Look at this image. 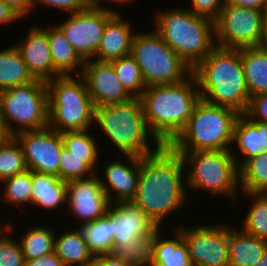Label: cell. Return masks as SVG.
I'll return each instance as SVG.
<instances>
[{
	"instance_id": "25",
	"label": "cell",
	"mask_w": 267,
	"mask_h": 266,
	"mask_svg": "<svg viewBox=\"0 0 267 266\" xmlns=\"http://www.w3.org/2000/svg\"><path fill=\"white\" fill-rule=\"evenodd\" d=\"M48 41L54 69L61 76L71 75L75 71V75H81L85 60L56 25L48 27Z\"/></svg>"
},
{
	"instance_id": "46",
	"label": "cell",
	"mask_w": 267,
	"mask_h": 266,
	"mask_svg": "<svg viewBox=\"0 0 267 266\" xmlns=\"http://www.w3.org/2000/svg\"><path fill=\"white\" fill-rule=\"evenodd\" d=\"M22 19L11 7L0 1V25Z\"/></svg>"
},
{
	"instance_id": "33",
	"label": "cell",
	"mask_w": 267,
	"mask_h": 266,
	"mask_svg": "<svg viewBox=\"0 0 267 266\" xmlns=\"http://www.w3.org/2000/svg\"><path fill=\"white\" fill-rule=\"evenodd\" d=\"M49 227L36 226L23 235L19 242L25 260L41 258L54 252L55 230Z\"/></svg>"
},
{
	"instance_id": "20",
	"label": "cell",
	"mask_w": 267,
	"mask_h": 266,
	"mask_svg": "<svg viewBox=\"0 0 267 266\" xmlns=\"http://www.w3.org/2000/svg\"><path fill=\"white\" fill-rule=\"evenodd\" d=\"M130 23L127 19H122V15L115 13L106 22L103 36L94 56L95 58L92 59L110 62L111 60L130 55L135 35V32H132L134 30Z\"/></svg>"
},
{
	"instance_id": "36",
	"label": "cell",
	"mask_w": 267,
	"mask_h": 266,
	"mask_svg": "<svg viewBox=\"0 0 267 266\" xmlns=\"http://www.w3.org/2000/svg\"><path fill=\"white\" fill-rule=\"evenodd\" d=\"M246 195L253 199L241 229L247 234L267 240V194L244 193Z\"/></svg>"
},
{
	"instance_id": "18",
	"label": "cell",
	"mask_w": 267,
	"mask_h": 266,
	"mask_svg": "<svg viewBox=\"0 0 267 266\" xmlns=\"http://www.w3.org/2000/svg\"><path fill=\"white\" fill-rule=\"evenodd\" d=\"M128 159V165L119 158L105 163L104 178H100L104 192L110 203L120 201H132L137 193L138 177L140 172V157L136 155H124ZM107 182V183H105ZM113 190L114 195H112Z\"/></svg>"
},
{
	"instance_id": "15",
	"label": "cell",
	"mask_w": 267,
	"mask_h": 266,
	"mask_svg": "<svg viewBox=\"0 0 267 266\" xmlns=\"http://www.w3.org/2000/svg\"><path fill=\"white\" fill-rule=\"evenodd\" d=\"M99 176L101 177L95 173L87 178L67 181L66 205L71 214L74 213L76 219H82V223L79 225L103 217L111 204L103 190Z\"/></svg>"
},
{
	"instance_id": "51",
	"label": "cell",
	"mask_w": 267,
	"mask_h": 266,
	"mask_svg": "<svg viewBox=\"0 0 267 266\" xmlns=\"http://www.w3.org/2000/svg\"><path fill=\"white\" fill-rule=\"evenodd\" d=\"M237 0H222L223 6L233 5Z\"/></svg>"
},
{
	"instance_id": "34",
	"label": "cell",
	"mask_w": 267,
	"mask_h": 266,
	"mask_svg": "<svg viewBox=\"0 0 267 266\" xmlns=\"http://www.w3.org/2000/svg\"><path fill=\"white\" fill-rule=\"evenodd\" d=\"M28 170L22 148L13 136L0 138V182Z\"/></svg>"
},
{
	"instance_id": "24",
	"label": "cell",
	"mask_w": 267,
	"mask_h": 266,
	"mask_svg": "<svg viewBox=\"0 0 267 266\" xmlns=\"http://www.w3.org/2000/svg\"><path fill=\"white\" fill-rule=\"evenodd\" d=\"M32 186V205L49 211L66 205L67 181L53 174L32 171Z\"/></svg>"
},
{
	"instance_id": "3",
	"label": "cell",
	"mask_w": 267,
	"mask_h": 266,
	"mask_svg": "<svg viewBox=\"0 0 267 266\" xmlns=\"http://www.w3.org/2000/svg\"><path fill=\"white\" fill-rule=\"evenodd\" d=\"M201 99L244 114L250 96L241 62V48L215 46L193 69Z\"/></svg>"
},
{
	"instance_id": "16",
	"label": "cell",
	"mask_w": 267,
	"mask_h": 266,
	"mask_svg": "<svg viewBox=\"0 0 267 266\" xmlns=\"http://www.w3.org/2000/svg\"><path fill=\"white\" fill-rule=\"evenodd\" d=\"M80 76L95 107L123 103L133 98L121 85L111 62L87 59Z\"/></svg>"
},
{
	"instance_id": "29",
	"label": "cell",
	"mask_w": 267,
	"mask_h": 266,
	"mask_svg": "<svg viewBox=\"0 0 267 266\" xmlns=\"http://www.w3.org/2000/svg\"><path fill=\"white\" fill-rule=\"evenodd\" d=\"M78 226L94 257L111 253L113 234L111 217L107 213L97 220Z\"/></svg>"
},
{
	"instance_id": "48",
	"label": "cell",
	"mask_w": 267,
	"mask_h": 266,
	"mask_svg": "<svg viewBox=\"0 0 267 266\" xmlns=\"http://www.w3.org/2000/svg\"><path fill=\"white\" fill-rule=\"evenodd\" d=\"M233 5L262 11L267 6V0H237Z\"/></svg>"
},
{
	"instance_id": "47",
	"label": "cell",
	"mask_w": 267,
	"mask_h": 266,
	"mask_svg": "<svg viewBox=\"0 0 267 266\" xmlns=\"http://www.w3.org/2000/svg\"><path fill=\"white\" fill-rule=\"evenodd\" d=\"M101 1L102 0H82L85 8L106 9V10L112 11L114 13H120V12L114 10L113 8L110 9V8H107V7L103 6V5H101L102 4ZM103 1H105V0H103ZM106 1L107 2L108 1L114 2L115 4L118 3V4H121V5L126 4V3H130V2H134L132 0H106Z\"/></svg>"
},
{
	"instance_id": "52",
	"label": "cell",
	"mask_w": 267,
	"mask_h": 266,
	"mask_svg": "<svg viewBox=\"0 0 267 266\" xmlns=\"http://www.w3.org/2000/svg\"><path fill=\"white\" fill-rule=\"evenodd\" d=\"M3 137V128L1 123V116H0V138Z\"/></svg>"
},
{
	"instance_id": "19",
	"label": "cell",
	"mask_w": 267,
	"mask_h": 266,
	"mask_svg": "<svg viewBox=\"0 0 267 266\" xmlns=\"http://www.w3.org/2000/svg\"><path fill=\"white\" fill-rule=\"evenodd\" d=\"M27 36L19 44H15L19 50L27 69L34 79L49 81L61 76L52 63L50 46L48 41V27L41 28L38 25L31 27Z\"/></svg>"
},
{
	"instance_id": "53",
	"label": "cell",
	"mask_w": 267,
	"mask_h": 266,
	"mask_svg": "<svg viewBox=\"0 0 267 266\" xmlns=\"http://www.w3.org/2000/svg\"><path fill=\"white\" fill-rule=\"evenodd\" d=\"M5 226L0 224V232L6 227V224L4 223Z\"/></svg>"
},
{
	"instance_id": "44",
	"label": "cell",
	"mask_w": 267,
	"mask_h": 266,
	"mask_svg": "<svg viewBox=\"0 0 267 266\" xmlns=\"http://www.w3.org/2000/svg\"><path fill=\"white\" fill-rule=\"evenodd\" d=\"M25 266H65L55 252L45 254L41 258L25 260Z\"/></svg>"
},
{
	"instance_id": "43",
	"label": "cell",
	"mask_w": 267,
	"mask_h": 266,
	"mask_svg": "<svg viewBox=\"0 0 267 266\" xmlns=\"http://www.w3.org/2000/svg\"><path fill=\"white\" fill-rule=\"evenodd\" d=\"M11 7L21 18L31 15L33 10L32 0H0Z\"/></svg>"
},
{
	"instance_id": "9",
	"label": "cell",
	"mask_w": 267,
	"mask_h": 266,
	"mask_svg": "<svg viewBox=\"0 0 267 266\" xmlns=\"http://www.w3.org/2000/svg\"><path fill=\"white\" fill-rule=\"evenodd\" d=\"M47 83L34 79L27 84L0 91L3 136L48 126ZM16 124V125H15Z\"/></svg>"
},
{
	"instance_id": "27",
	"label": "cell",
	"mask_w": 267,
	"mask_h": 266,
	"mask_svg": "<svg viewBox=\"0 0 267 266\" xmlns=\"http://www.w3.org/2000/svg\"><path fill=\"white\" fill-rule=\"evenodd\" d=\"M241 62L249 96L267 93V50L241 48Z\"/></svg>"
},
{
	"instance_id": "30",
	"label": "cell",
	"mask_w": 267,
	"mask_h": 266,
	"mask_svg": "<svg viewBox=\"0 0 267 266\" xmlns=\"http://www.w3.org/2000/svg\"><path fill=\"white\" fill-rule=\"evenodd\" d=\"M239 186L243 193L267 194V152L249 158L239 168Z\"/></svg>"
},
{
	"instance_id": "13",
	"label": "cell",
	"mask_w": 267,
	"mask_h": 266,
	"mask_svg": "<svg viewBox=\"0 0 267 266\" xmlns=\"http://www.w3.org/2000/svg\"><path fill=\"white\" fill-rule=\"evenodd\" d=\"M20 144L28 170L59 177L60 156L63 146L61 133L46 126L13 136Z\"/></svg>"
},
{
	"instance_id": "22",
	"label": "cell",
	"mask_w": 267,
	"mask_h": 266,
	"mask_svg": "<svg viewBox=\"0 0 267 266\" xmlns=\"http://www.w3.org/2000/svg\"><path fill=\"white\" fill-rule=\"evenodd\" d=\"M229 266H254L267 250V240L227 225Z\"/></svg>"
},
{
	"instance_id": "4",
	"label": "cell",
	"mask_w": 267,
	"mask_h": 266,
	"mask_svg": "<svg viewBox=\"0 0 267 266\" xmlns=\"http://www.w3.org/2000/svg\"><path fill=\"white\" fill-rule=\"evenodd\" d=\"M94 124L99 125L98 129L117 147L119 155L122 152L121 155L144 157L163 146L150 132L140 98L137 97L123 103L95 107ZM149 137L154 140L153 148L148 143Z\"/></svg>"
},
{
	"instance_id": "37",
	"label": "cell",
	"mask_w": 267,
	"mask_h": 266,
	"mask_svg": "<svg viewBox=\"0 0 267 266\" xmlns=\"http://www.w3.org/2000/svg\"><path fill=\"white\" fill-rule=\"evenodd\" d=\"M3 184V199L7 203L24 207L32 205V171L27 170L1 181Z\"/></svg>"
},
{
	"instance_id": "38",
	"label": "cell",
	"mask_w": 267,
	"mask_h": 266,
	"mask_svg": "<svg viewBox=\"0 0 267 266\" xmlns=\"http://www.w3.org/2000/svg\"><path fill=\"white\" fill-rule=\"evenodd\" d=\"M96 172L85 162V157H77L62 148L59 164V178L64 181L87 178Z\"/></svg>"
},
{
	"instance_id": "12",
	"label": "cell",
	"mask_w": 267,
	"mask_h": 266,
	"mask_svg": "<svg viewBox=\"0 0 267 266\" xmlns=\"http://www.w3.org/2000/svg\"><path fill=\"white\" fill-rule=\"evenodd\" d=\"M115 13L106 9L84 8L69 14L68 19L58 25L70 45L84 59L94 58L103 36L106 22Z\"/></svg>"
},
{
	"instance_id": "41",
	"label": "cell",
	"mask_w": 267,
	"mask_h": 266,
	"mask_svg": "<svg viewBox=\"0 0 267 266\" xmlns=\"http://www.w3.org/2000/svg\"><path fill=\"white\" fill-rule=\"evenodd\" d=\"M244 115L251 121L267 123V93H261L250 97Z\"/></svg>"
},
{
	"instance_id": "35",
	"label": "cell",
	"mask_w": 267,
	"mask_h": 266,
	"mask_svg": "<svg viewBox=\"0 0 267 266\" xmlns=\"http://www.w3.org/2000/svg\"><path fill=\"white\" fill-rule=\"evenodd\" d=\"M116 76L125 90L132 96L139 98L146 88L140 67L131 55L110 61Z\"/></svg>"
},
{
	"instance_id": "42",
	"label": "cell",
	"mask_w": 267,
	"mask_h": 266,
	"mask_svg": "<svg viewBox=\"0 0 267 266\" xmlns=\"http://www.w3.org/2000/svg\"><path fill=\"white\" fill-rule=\"evenodd\" d=\"M43 4L53 9H61L69 14L81 11L85 8L82 0H32L33 9L35 4Z\"/></svg>"
},
{
	"instance_id": "14",
	"label": "cell",
	"mask_w": 267,
	"mask_h": 266,
	"mask_svg": "<svg viewBox=\"0 0 267 266\" xmlns=\"http://www.w3.org/2000/svg\"><path fill=\"white\" fill-rule=\"evenodd\" d=\"M178 227L193 266H229L226 224Z\"/></svg>"
},
{
	"instance_id": "31",
	"label": "cell",
	"mask_w": 267,
	"mask_h": 266,
	"mask_svg": "<svg viewBox=\"0 0 267 266\" xmlns=\"http://www.w3.org/2000/svg\"><path fill=\"white\" fill-rule=\"evenodd\" d=\"M155 232L146 237H134V241L113 242L111 255L138 266H149L152 258Z\"/></svg>"
},
{
	"instance_id": "8",
	"label": "cell",
	"mask_w": 267,
	"mask_h": 266,
	"mask_svg": "<svg viewBox=\"0 0 267 266\" xmlns=\"http://www.w3.org/2000/svg\"><path fill=\"white\" fill-rule=\"evenodd\" d=\"M174 152L189 168L185 174L189 191L200 189L210 195L228 196L233 202L239 197V168L231 150Z\"/></svg>"
},
{
	"instance_id": "7",
	"label": "cell",
	"mask_w": 267,
	"mask_h": 266,
	"mask_svg": "<svg viewBox=\"0 0 267 266\" xmlns=\"http://www.w3.org/2000/svg\"><path fill=\"white\" fill-rule=\"evenodd\" d=\"M46 83L48 126L59 133L89 130L94 121L95 105L84 79L72 74L55 77Z\"/></svg>"
},
{
	"instance_id": "17",
	"label": "cell",
	"mask_w": 267,
	"mask_h": 266,
	"mask_svg": "<svg viewBox=\"0 0 267 266\" xmlns=\"http://www.w3.org/2000/svg\"><path fill=\"white\" fill-rule=\"evenodd\" d=\"M107 214L111 217L113 242L134 241V237H146L159 228L132 201L111 203Z\"/></svg>"
},
{
	"instance_id": "21",
	"label": "cell",
	"mask_w": 267,
	"mask_h": 266,
	"mask_svg": "<svg viewBox=\"0 0 267 266\" xmlns=\"http://www.w3.org/2000/svg\"><path fill=\"white\" fill-rule=\"evenodd\" d=\"M238 146L243 156L239 161L237 154L231 149L240 168L249 158L267 152V123L251 121L247 116L241 114L235 124L233 144Z\"/></svg>"
},
{
	"instance_id": "50",
	"label": "cell",
	"mask_w": 267,
	"mask_h": 266,
	"mask_svg": "<svg viewBox=\"0 0 267 266\" xmlns=\"http://www.w3.org/2000/svg\"><path fill=\"white\" fill-rule=\"evenodd\" d=\"M254 266H267V250L265 251L262 258Z\"/></svg>"
},
{
	"instance_id": "32",
	"label": "cell",
	"mask_w": 267,
	"mask_h": 266,
	"mask_svg": "<svg viewBox=\"0 0 267 266\" xmlns=\"http://www.w3.org/2000/svg\"><path fill=\"white\" fill-rule=\"evenodd\" d=\"M83 131H66L61 133L63 146L77 157H85V162L95 171L99 162V153L95 136ZM94 137V138H93Z\"/></svg>"
},
{
	"instance_id": "5",
	"label": "cell",
	"mask_w": 267,
	"mask_h": 266,
	"mask_svg": "<svg viewBox=\"0 0 267 266\" xmlns=\"http://www.w3.org/2000/svg\"><path fill=\"white\" fill-rule=\"evenodd\" d=\"M155 30L163 41L193 69L216 46L214 21L188 9L157 12Z\"/></svg>"
},
{
	"instance_id": "11",
	"label": "cell",
	"mask_w": 267,
	"mask_h": 266,
	"mask_svg": "<svg viewBox=\"0 0 267 266\" xmlns=\"http://www.w3.org/2000/svg\"><path fill=\"white\" fill-rule=\"evenodd\" d=\"M262 11L236 5L223 6L214 21L215 43L226 48L258 47Z\"/></svg>"
},
{
	"instance_id": "40",
	"label": "cell",
	"mask_w": 267,
	"mask_h": 266,
	"mask_svg": "<svg viewBox=\"0 0 267 266\" xmlns=\"http://www.w3.org/2000/svg\"><path fill=\"white\" fill-rule=\"evenodd\" d=\"M191 8H187L197 16L215 21L223 8L222 0H190Z\"/></svg>"
},
{
	"instance_id": "23",
	"label": "cell",
	"mask_w": 267,
	"mask_h": 266,
	"mask_svg": "<svg viewBox=\"0 0 267 266\" xmlns=\"http://www.w3.org/2000/svg\"><path fill=\"white\" fill-rule=\"evenodd\" d=\"M161 230V228H158L155 231L149 266H193L189 257L188 246L181 232L175 228L173 231L174 237L164 239Z\"/></svg>"
},
{
	"instance_id": "6",
	"label": "cell",
	"mask_w": 267,
	"mask_h": 266,
	"mask_svg": "<svg viewBox=\"0 0 267 266\" xmlns=\"http://www.w3.org/2000/svg\"><path fill=\"white\" fill-rule=\"evenodd\" d=\"M240 115L232 108L201 99L186 126L168 146L173 151L231 150Z\"/></svg>"
},
{
	"instance_id": "10",
	"label": "cell",
	"mask_w": 267,
	"mask_h": 266,
	"mask_svg": "<svg viewBox=\"0 0 267 266\" xmlns=\"http://www.w3.org/2000/svg\"><path fill=\"white\" fill-rule=\"evenodd\" d=\"M130 55L140 67L146 87L179 83L192 74L156 30L135 33Z\"/></svg>"
},
{
	"instance_id": "2",
	"label": "cell",
	"mask_w": 267,
	"mask_h": 266,
	"mask_svg": "<svg viewBox=\"0 0 267 266\" xmlns=\"http://www.w3.org/2000/svg\"><path fill=\"white\" fill-rule=\"evenodd\" d=\"M139 98L150 132L168 146L186 126L201 95L191 74L179 83L146 87Z\"/></svg>"
},
{
	"instance_id": "28",
	"label": "cell",
	"mask_w": 267,
	"mask_h": 266,
	"mask_svg": "<svg viewBox=\"0 0 267 266\" xmlns=\"http://www.w3.org/2000/svg\"><path fill=\"white\" fill-rule=\"evenodd\" d=\"M34 80L15 45L0 50V91Z\"/></svg>"
},
{
	"instance_id": "39",
	"label": "cell",
	"mask_w": 267,
	"mask_h": 266,
	"mask_svg": "<svg viewBox=\"0 0 267 266\" xmlns=\"http://www.w3.org/2000/svg\"><path fill=\"white\" fill-rule=\"evenodd\" d=\"M13 229V224L7 222L6 227L0 232V266H25L20 242L10 236Z\"/></svg>"
},
{
	"instance_id": "45",
	"label": "cell",
	"mask_w": 267,
	"mask_h": 266,
	"mask_svg": "<svg viewBox=\"0 0 267 266\" xmlns=\"http://www.w3.org/2000/svg\"><path fill=\"white\" fill-rule=\"evenodd\" d=\"M93 266H138L125 260L114 258L111 254L96 256Z\"/></svg>"
},
{
	"instance_id": "26",
	"label": "cell",
	"mask_w": 267,
	"mask_h": 266,
	"mask_svg": "<svg viewBox=\"0 0 267 266\" xmlns=\"http://www.w3.org/2000/svg\"><path fill=\"white\" fill-rule=\"evenodd\" d=\"M54 252L65 266H93L95 259L79 228L55 237Z\"/></svg>"
},
{
	"instance_id": "1",
	"label": "cell",
	"mask_w": 267,
	"mask_h": 266,
	"mask_svg": "<svg viewBox=\"0 0 267 266\" xmlns=\"http://www.w3.org/2000/svg\"><path fill=\"white\" fill-rule=\"evenodd\" d=\"M185 167L182 156L165 145L140 157L137 193L132 202L159 228L172 211L188 201Z\"/></svg>"
},
{
	"instance_id": "49",
	"label": "cell",
	"mask_w": 267,
	"mask_h": 266,
	"mask_svg": "<svg viewBox=\"0 0 267 266\" xmlns=\"http://www.w3.org/2000/svg\"><path fill=\"white\" fill-rule=\"evenodd\" d=\"M258 47L267 50V6L262 10L261 39Z\"/></svg>"
}]
</instances>
